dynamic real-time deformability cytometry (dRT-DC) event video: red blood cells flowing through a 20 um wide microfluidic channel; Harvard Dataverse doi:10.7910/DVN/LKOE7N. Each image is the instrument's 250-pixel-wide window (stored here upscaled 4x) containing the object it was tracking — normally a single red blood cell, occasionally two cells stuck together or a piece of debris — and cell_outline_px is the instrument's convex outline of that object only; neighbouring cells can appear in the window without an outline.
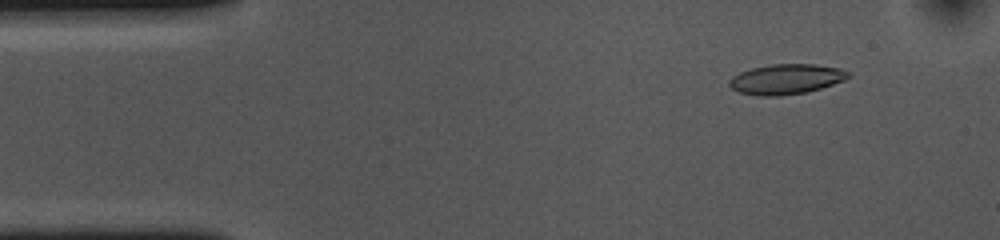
{"species": "common noctule bat (a hibernating species)", "species_latin": "Nyctalus noctula", "temperature_condition": "cold", "stored_images_in_passage": 51, "camera_frame_rate_fps": 3000, "um_per_image_px": 0.085, "animal": {"sex": "female", "body_mass_g": 10.0, "forearm_length_mm": 53.1}, "frame": {"image": 1, "passage_image": 3, "time_ms": 0.667, "image_size_px": [1000, 240], "cell_outline_px": [[852, 76], [844, 80], [808, 92], [780, 96], [760, 96], [740, 92], [732, 88], [728, 84], [728, 80], [732, 76], [740, 72], [752, 68], [772, 64], [816, 64], [840, 68], [848, 72]], "centroid_in_image_um": [66.82, 6.72], "position_along_channel_um": 18.2, "area_um2": 20.92}}
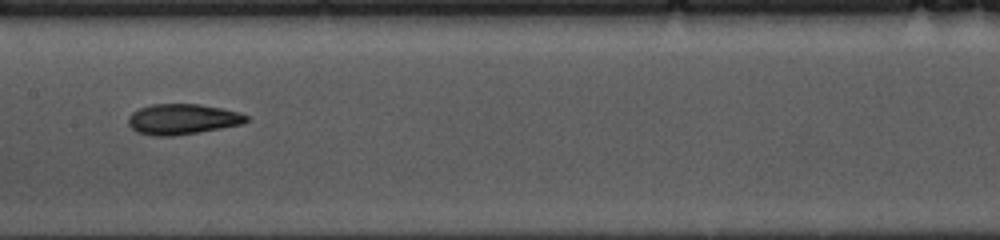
{"frame": {"image": 2, "passage_image": 23, "time_ms": 7.333, "image_size_px": [1000, 240], "cell_outline_px": [[248, 120], [244, 124], [172, 136], [152, 136], [136, 132], [128, 124], [128, 116], [132, 112], [140, 108], [152, 104], [200, 104], [240, 112], [248, 116]], "centroid_in_image_um": [15.49, 10.13], "position_along_channel_um": 191.9, "area_um2": 20.98}}
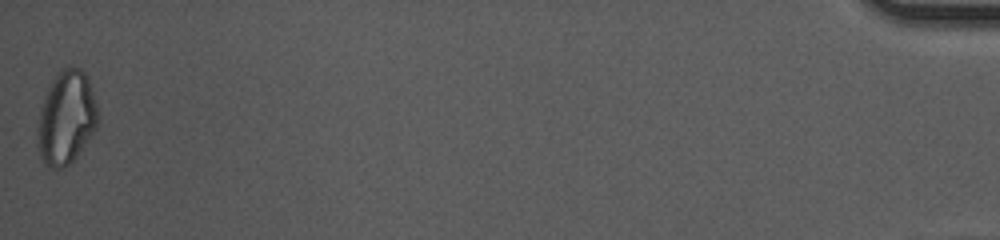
{"frame": {"image": 3, "passage_image": 51, "time_ms": 16.667, "image_size_px": [1000, 240], "cell_outline_px": [[96, 128], [76, 156], [68, 164], [60, 168], [48, 168], [44, 164], [40, 156], [36, 144], [40, 108], [48, 88], [52, 80], [64, 68], [80, 68], [88, 76], [96, 104]], "centroid_in_image_um": [5.6, 10.03], "position_along_channel_um": 429.6, "area_um2": 32.31}, "authors_computed_cell_mechanics": {"area_um2": 21.0392, "velocity_mm_per_s": 3.6537, "shape_relaxation_time_tau1_ms": 6.9485, "shape_relaxation_time_tau2_ms": 3.1325, "deformation_change_tau1": 0.2002, "deformation_change_tau2": 0.1119}}